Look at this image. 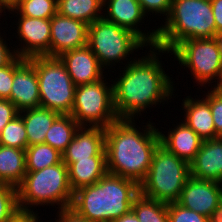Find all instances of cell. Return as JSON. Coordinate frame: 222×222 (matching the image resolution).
<instances>
[{"instance_id":"cell-39","label":"cell","mask_w":222,"mask_h":222,"mask_svg":"<svg viewBox=\"0 0 222 222\" xmlns=\"http://www.w3.org/2000/svg\"><path fill=\"white\" fill-rule=\"evenodd\" d=\"M35 212H19L11 221L9 222H38L39 217Z\"/></svg>"},{"instance_id":"cell-19","label":"cell","mask_w":222,"mask_h":222,"mask_svg":"<svg viewBox=\"0 0 222 222\" xmlns=\"http://www.w3.org/2000/svg\"><path fill=\"white\" fill-rule=\"evenodd\" d=\"M160 144L169 152L190 164L200 150L203 139L183 121L168 131V136L159 131Z\"/></svg>"},{"instance_id":"cell-9","label":"cell","mask_w":222,"mask_h":222,"mask_svg":"<svg viewBox=\"0 0 222 222\" xmlns=\"http://www.w3.org/2000/svg\"><path fill=\"white\" fill-rule=\"evenodd\" d=\"M103 79L76 86L70 115L80 126L107 128L119 119L113 105V84Z\"/></svg>"},{"instance_id":"cell-33","label":"cell","mask_w":222,"mask_h":222,"mask_svg":"<svg viewBox=\"0 0 222 222\" xmlns=\"http://www.w3.org/2000/svg\"><path fill=\"white\" fill-rule=\"evenodd\" d=\"M14 76V59L0 67V99L10 100Z\"/></svg>"},{"instance_id":"cell-36","label":"cell","mask_w":222,"mask_h":222,"mask_svg":"<svg viewBox=\"0 0 222 222\" xmlns=\"http://www.w3.org/2000/svg\"><path fill=\"white\" fill-rule=\"evenodd\" d=\"M16 56V53L7 47L6 42L0 35V67L8 65Z\"/></svg>"},{"instance_id":"cell-31","label":"cell","mask_w":222,"mask_h":222,"mask_svg":"<svg viewBox=\"0 0 222 222\" xmlns=\"http://www.w3.org/2000/svg\"><path fill=\"white\" fill-rule=\"evenodd\" d=\"M169 222H209L208 217L187 209L177 202L168 204Z\"/></svg>"},{"instance_id":"cell-26","label":"cell","mask_w":222,"mask_h":222,"mask_svg":"<svg viewBox=\"0 0 222 222\" xmlns=\"http://www.w3.org/2000/svg\"><path fill=\"white\" fill-rule=\"evenodd\" d=\"M62 161V153L48 144L30 145L25 149L26 171H39Z\"/></svg>"},{"instance_id":"cell-5","label":"cell","mask_w":222,"mask_h":222,"mask_svg":"<svg viewBox=\"0 0 222 222\" xmlns=\"http://www.w3.org/2000/svg\"><path fill=\"white\" fill-rule=\"evenodd\" d=\"M17 196L20 212L33 213L30 207L35 205L56 204L59 210L70 208L73 191L67 165L61 161L39 171H26L23 182L17 187Z\"/></svg>"},{"instance_id":"cell-12","label":"cell","mask_w":222,"mask_h":222,"mask_svg":"<svg viewBox=\"0 0 222 222\" xmlns=\"http://www.w3.org/2000/svg\"><path fill=\"white\" fill-rule=\"evenodd\" d=\"M17 33L23 47L12 50L17 56L29 59L36 56L50 57V19L19 16ZM21 39V40H20ZM20 49V50H19Z\"/></svg>"},{"instance_id":"cell-6","label":"cell","mask_w":222,"mask_h":222,"mask_svg":"<svg viewBox=\"0 0 222 222\" xmlns=\"http://www.w3.org/2000/svg\"><path fill=\"white\" fill-rule=\"evenodd\" d=\"M189 177V164L159 144L149 171L139 184L140 194L166 204L177 202Z\"/></svg>"},{"instance_id":"cell-44","label":"cell","mask_w":222,"mask_h":222,"mask_svg":"<svg viewBox=\"0 0 222 222\" xmlns=\"http://www.w3.org/2000/svg\"><path fill=\"white\" fill-rule=\"evenodd\" d=\"M214 87L222 94V85H215Z\"/></svg>"},{"instance_id":"cell-43","label":"cell","mask_w":222,"mask_h":222,"mask_svg":"<svg viewBox=\"0 0 222 222\" xmlns=\"http://www.w3.org/2000/svg\"><path fill=\"white\" fill-rule=\"evenodd\" d=\"M214 39H215V41L217 43V46H218V49H219V53H220V56H221V59H222V31L217 32L215 34Z\"/></svg>"},{"instance_id":"cell-34","label":"cell","mask_w":222,"mask_h":222,"mask_svg":"<svg viewBox=\"0 0 222 222\" xmlns=\"http://www.w3.org/2000/svg\"><path fill=\"white\" fill-rule=\"evenodd\" d=\"M138 2L140 3L142 11L145 15L150 11L152 14L154 12L156 14L160 13L159 16L164 14L166 19L171 10L172 0H138Z\"/></svg>"},{"instance_id":"cell-37","label":"cell","mask_w":222,"mask_h":222,"mask_svg":"<svg viewBox=\"0 0 222 222\" xmlns=\"http://www.w3.org/2000/svg\"><path fill=\"white\" fill-rule=\"evenodd\" d=\"M59 220L58 222H90L87 219H84L78 216L72 209H62L58 211ZM56 220V222H57Z\"/></svg>"},{"instance_id":"cell-15","label":"cell","mask_w":222,"mask_h":222,"mask_svg":"<svg viewBox=\"0 0 222 222\" xmlns=\"http://www.w3.org/2000/svg\"><path fill=\"white\" fill-rule=\"evenodd\" d=\"M103 6L107 8L106 16L103 15L105 20L132 31L150 47L156 46L157 29L147 34L138 29L137 24L145 17L138 0H104Z\"/></svg>"},{"instance_id":"cell-10","label":"cell","mask_w":222,"mask_h":222,"mask_svg":"<svg viewBox=\"0 0 222 222\" xmlns=\"http://www.w3.org/2000/svg\"><path fill=\"white\" fill-rule=\"evenodd\" d=\"M170 53L174 54L181 66L191 70V74L200 86L213 83L212 79H218L214 81L217 82L216 85L220 82L222 59L214 38L184 40L178 43Z\"/></svg>"},{"instance_id":"cell-28","label":"cell","mask_w":222,"mask_h":222,"mask_svg":"<svg viewBox=\"0 0 222 222\" xmlns=\"http://www.w3.org/2000/svg\"><path fill=\"white\" fill-rule=\"evenodd\" d=\"M8 11H18L19 16L51 19L57 13V0H19L13 9Z\"/></svg>"},{"instance_id":"cell-1","label":"cell","mask_w":222,"mask_h":222,"mask_svg":"<svg viewBox=\"0 0 222 222\" xmlns=\"http://www.w3.org/2000/svg\"><path fill=\"white\" fill-rule=\"evenodd\" d=\"M151 49L149 55L127 62L123 75L114 80L113 105L119 119H134L146 107L156 106L172 96L173 82L156 56L169 52L156 46Z\"/></svg>"},{"instance_id":"cell-22","label":"cell","mask_w":222,"mask_h":222,"mask_svg":"<svg viewBox=\"0 0 222 222\" xmlns=\"http://www.w3.org/2000/svg\"><path fill=\"white\" fill-rule=\"evenodd\" d=\"M19 115L23 119L30 146L44 143L46 132L61 114L47 108L36 107L20 111Z\"/></svg>"},{"instance_id":"cell-29","label":"cell","mask_w":222,"mask_h":222,"mask_svg":"<svg viewBox=\"0 0 222 222\" xmlns=\"http://www.w3.org/2000/svg\"><path fill=\"white\" fill-rule=\"evenodd\" d=\"M0 145L25 150L28 147L27 132L20 115L10 121L0 133Z\"/></svg>"},{"instance_id":"cell-20","label":"cell","mask_w":222,"mask_h":222,"mask_svg":"<svg viewBox=\"0 0 222 222\" xmlns=\"http://www.w3.org/2000/svg\"><path fill=\"white\" fill-rule=\"evenodd\" d=\"M188 97V98H187ZM183 101L186 123L203 140L215 139V128L209 103L187 96Z\"/></svg>"},{"instance_id":"cell-16","label":"cell","mask_w":222,"mask_h":222,"mask_svg":"<svg viewBox=\"0 0 222 222\" xmlns=\"http://www.w3.org/2000/svg\"><path fill=\"white\" fill-rule=\"evenodd\" d=\"M90 157H106L105 128L80 126L71 143L62 153V161L67 167L77 160Z\"/></svg>"},{"instance_id":"cell-17","label":"cell","mask_w":222,"mask_h":222,"mask_svg":"<svg viewBox=\"0 0 222 222\" xmlns=\"http://www.w3.org/2000/svg\"><path fill=\"white\" fill-rule=\"evenodd\" d=\"M59 58L65 64L68 74L76 86L94 83L105 78L103 77V67L87 45L65 51Z\"/></svg>"},{"instance_id":"cell-25","label":"cell","mask_w":222,"mask_h":222,"mask_svg":"<svg viewBox=\"0 0 222 222\" xmlns=\"http://www.w3.org/2000/svg\"><path fill=\"white\" fill-rule=\"evenodd\" d=\"M80 125L71 115H60L46 132L44 144L63 153Z\"/></svg>"},{"instance_id":"cell-42","label":"cell","mask_w":222,"mask_h":222,"mask_svg":"<svg viewBox=\"0 0 222 222\" xmlns=\"http://www.w3.org/2000/svg\"><path fill=\"white\" fill-rule=\"evenodd\" d=\"M18 2L19 0H0V13H2L4 9H13L18 4Z\"/></svg>"},{"instance_id":"cell-27","label":"cell","mask_w":222,"mask_h":222,"mask_svg":"<svg viewBox=\"0 0 222 222\" xmlns=\"http://www.w3.org/2000/svg\"><path fill=\"white\" fill-rule=\"evenodd\" d=\"M132 211L140 222H169L168 204L139 194L132 204Z\"/></svg>"},{"instance_id":"cell-41","label":"cell","mask_w":222,"mask_h":222,"mask_svg":"<svg viewBox=\"0 0 222 222\" xmlns=\"http://www.w3.org/2000/svg\"><path fill=\"white\" fill-rule=\"evenodd\" d=\"M113 222H140L134 212L131 210L129 213L122 215L120 218L115 219Z\"/></svg>"},{"instance_id":"cell-8","label":"cell","mask_w":222,"mask_h":222,"mask_svg":"<svg viewBox=\"0 0 222 222\" xmlns=\"http://www.w3.org/2000/svg\"><path fill=\"white\" fill-rule=\"evenodd\" d=\"M87 46L106 69L113 61L120 62L134 50L149 45L132 31L101 18L88 25Z\"/></svg>"},{"instance_id":"cell-38","label":"cell","mask_w":222,"mask_h":222,"mask_svg":"<svg viewBox=\"0 0 222 222\" xmlns=\"http://www.w3.org/2000/svg\"><path fill=\"white\" fill-rule=\"evenodd\" d=\"M216 23V33L222 31V0H210Z\"/></svg>"},{"instance_id":"cell-14","label":"cell","mask_w":222,"mask_h":222,"mask_svg":"<svg viewBox=\"0 0 222 222\" xmlns=\"http://www.w3.org/2000/svg\"><path fill=\"white\" fill-rule=\"evenodd\" d=\"M50 57H59L63 52L87 45L88 24L60 15L50 19Z\"/></svg>"},{"instance_id":"cell-11","label":"cell","mask_w":222,"mask_h":222,"mask_svg":"<svg viewBox=\"0 0 222 222\" xmlns=\"http://www.w3.org/2000/svg\"><path fill=\"white\" fill-rule=\"evenodd\" d=\"M10 101L17 110L40 107V93L37 73L34 68V57L14 58V76Z\"/></svg>"},{"instance_id":"cell-2","label":"cell","mask_w":222,"mask_h":222,"mask_svg":"<svg viewBox=\"0 0 222 222\" xmlns=\"http://www.w3.org/2000/svg\"><path fill=\"white\" fill-rule=\"evenodd\" d=\"M133 121L118 119L105 128L106 168L107 173L140 184L149 171L160 135L150 121L144 127L146 130L142 129L144 132L139 131Z\"/></svg>"},{"instance_id":"cell-7","label":"cell","mask_w":222,"mask_h":222,"mask_svg":"<svg viewBox=\"0 0 222 222\" xmlns=\"http://www.w3.org/2000/svg\"><path fill=\"white\" fill-rule=\"evenodd\" d=\"M34 68L39 83L40 107L70 115L76 85L65 64L59 57L36 56Z\"/></svg>"},{"instance_id":"cell-32","label":"cell","mask_w":222,"mask_h":222,"mask_svg":"<svg viewBox=\"0 0 222 222\" xmlns=\"http://www.w3.org/2000/svg\"><path fill=\"white\" fill-rule=\"evenodd\" d=\"M204 99L210 105L215 128V138L222 137V94L213 87V89L208 91Z\"/></svg>"},{"instance_id":"cell-3","label":"cell","mask_w":222,"mask_h":222,"mask_svg":"<svg viewBox=\"0 0 222 222\" xmlns=\"http://www.w3.org/2000/svg\"><path fill=\"white\" fill-rule=\"evenodd\" d=\"M139 194L137 182L106 173L96 183L75 191L70 209L90 222H113L132 210Z\"/></svg>"},{"instance_id":"cell-35","label":"cell","mask_w":222,"mask_h":222,"mask_svg":"<svg viewBox=\"0 0 222 222\" xmlns=\"http://www.w3.org/2000/svg\"><path fill=\"white\" fill-rule=\"evenodd\" d=\"M17 115L19 111L10 100L0 99V133Z\"/></svg>"},{"instance_id":"cell-21","label":"cell","mask_w":222,"mask_h":222,"mask_svg":"<svg viewBox=\"0 0 222 222\" xmlns=\"http://www.w3.org/2000/svg\"><path fill=\"white\" fill-rule=\"evenodd\" d=\"M106 173V157L77 160L68 166L69 183L73 193L96 183Z\"/></svg>"},{"instance_id":"cell-24","label":"cell","mask_w":222,"mask_h":222,"mask_svg":"<svg viewBox=\"0 0 222 222\" xmlns=\"http://www.w3.org/2000/svg\"><path fill=\"white\" fill-rule=\"evenodd\" d=\"M104 0H57V12L65 17L80 20L90 25L103 18Z\"/></svg>"},{"instance_id":"cell-4","label":"cell","mask_w":222,"mask_h":222,"mask_svg":"<svg viewBox=\"0 0 222 222\" xmlns=\"http://www.w3.org/2000/svg\"><path fill=\"white\" fill-rule=\"evenodd\" d=\"M165 25L157 28L156 47L170 52L187 39L214 38L216 23L210 0H172Z\"/></svg>"},{"instance_id":"cell-30","label":"cell","mask_w":222,"mask_h":222,"mask_svg":"<svg viewBox=\"0 0 222 222\" xmlns=\"http://www.w3.org/2000/svg\"><path fill=\"white\" fill-rule=\"evenodd\" d=\"M19 212L17 188L0 183V222L11 221Z\"/></svg>"},{"instance_id":"cell-40","label":"cell","mask_w":222,"mask_h":222,"mask_svg":"<svg viewBox=\"0 0 222 222\" xmlns=\"http://www.w3.org/2000/svg\"><path fill=\"white\" fill-rule=\"evenodd\" d=\"M209 222H222V199L208 217Z\"/></svg>"},{"instance_id":"cell-45","label":"cell","mask_w":222,"mask_h":222,"mask_svg":"<svg viewBox=\"0 0 222 222\" xmlns=\"http://www.w3.org/2000/svg\"><path fill=\"white\" fill-rule=\"evenodd\" d=\"M218 85H222V77H221V80H220V82L218 83Z\"/></svg>"},{"instance_id":"cell-13","label":"cell","mask_w":222,"mask_h":222,"mask_svg":"<svg viewBox=\"0 0 222 222\" xmlns=\"http://www.w3.org/2000/svg\"><path fill=\"white\" fill-rule=\"evenodd\" d=\"M221 199L222 183L190 176L181 190L177 203L209 217Z\"/></svg>"},{"instance_id":"cell-18","label":"cell","mask_w":222,"mask_h":222,"mask_svg":"<svg viewBox=\"0 0 222 222\" xmlns=\"http://www.w3.org/2000/svg\"><path fill=\"white\" fill-rule=\"evenodd\" d=\"M189 167L192 177L222 183V137L203 140Z\"/></svg>"},{"instance_id":"cell-23","label":"cell","mask_w":222,"mask_h":222,"mask_svg":"<svg viewBox=\"0 0 222 222\" xmlns=\"http://www.w3.org/2000/svg\"><path fill=\"white\" fill-rule=\"evenodd\" d=\"M25 174V150L0 145V183L17 188Z\"/></svg>"}]
</instances>
